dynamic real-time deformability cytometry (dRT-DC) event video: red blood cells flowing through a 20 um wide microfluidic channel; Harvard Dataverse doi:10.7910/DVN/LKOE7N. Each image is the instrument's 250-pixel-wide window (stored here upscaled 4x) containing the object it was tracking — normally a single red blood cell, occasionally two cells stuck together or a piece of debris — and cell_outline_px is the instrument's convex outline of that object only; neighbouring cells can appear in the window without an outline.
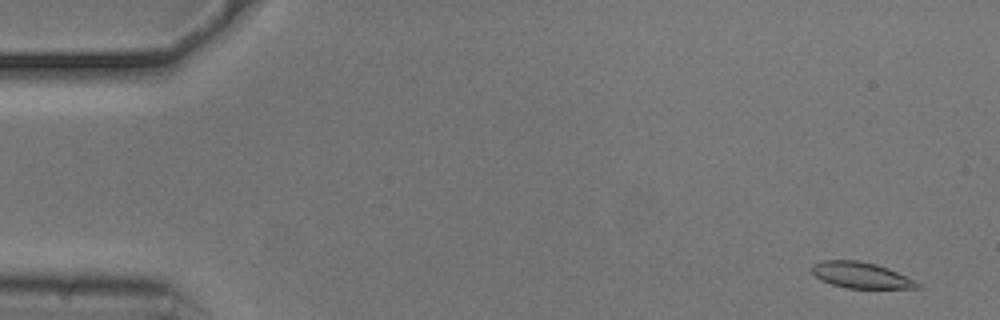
{"species": "common noctule bat (a hibernating species)", "species_latin": "Nyctalus noctula", "temperature_condition": "cold", "stored_images_in_passage": 52, "camera_frame_rate_fps": 3000, "um_per_image_px": 0.085, "animal": {"sex": "male", "body_mass_g": 20.5, "forearm_length_mm": 52.5}, "frame": {"image": 1, "passage_image": 1, "time_ms": 0.0, "image_size_px": [1000, 320], "cell_outline_px": [[920, 288], [844, 288], [820, 280], [812, 272], [812, 264], [820, 260], [856, 260], [876, 264], [888, 268], [916, 280], [920, 284]], "centroid_in_image_um": [73.17, 23.39], "position_along_channel_um": 11.8, "area_um2": 16.07}}
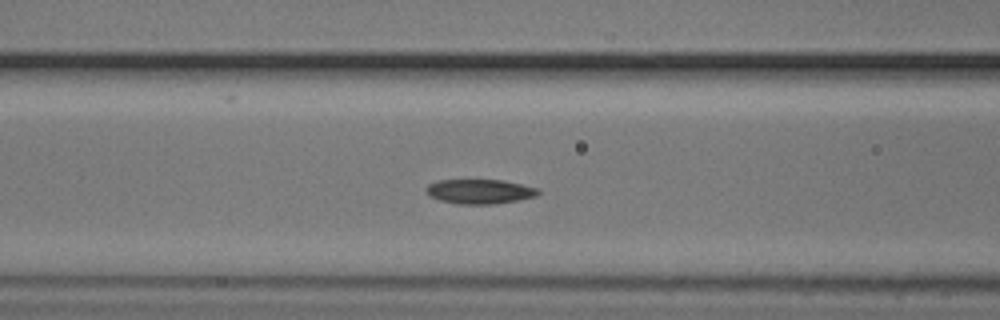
{"frame": {"image": 2, "passage_image": 20, "time_ms": 6.333, "image_size_px": [1000, 320], "cell_outline_px": [[540, 192], [536, 196], [496, 204], [456, 204], [440, 200], [428, 196], [424, 192], [424, 188], [428, 184], [440, 180], [504, 180], [540, 188]], "centroid_in_image_um": [40.75, 16.27], "position_along_channel_um": 125.9, "area_um2": 16.24}}
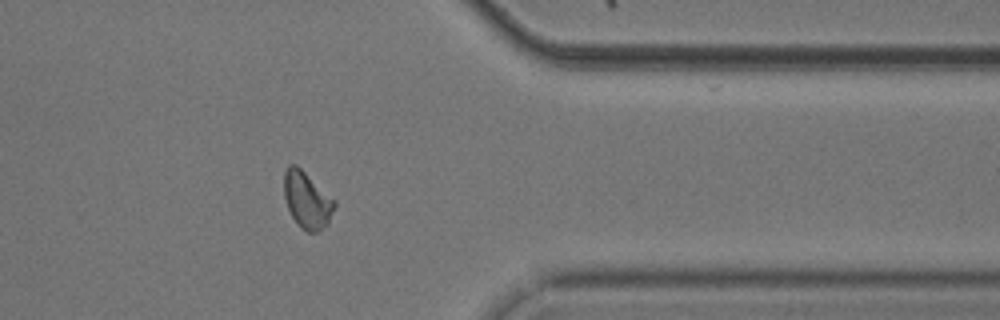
{"frame": {"image": 3, "passage_image": 42, "time_ms": 13.667, "image_size_px": [1000, 320], "cell_outline_px": [[336, 204], [328, 224], [316, 232], [308, 232], [300, 228], [296, 224], [288, 208], [284, 196], [284, 172], [288, 164], [296, 164], [336, 200]], "centroid_in_image_um": [26.09, 17.0], "position_along_channel_um": 385.3, "area_um2": 16.76}, "authors_computed_cell_mechanics": {"area_um2": 16.3574, "velocity_mm_per_s": 3.7229, "shape_relaxation_time_tau1_ms": 5.0092, "shape_relaxation_time_tau2_ms": 5.9285, "deformation_change_tau1": 0.112, "deformation_change_tau2": 0.1156}}